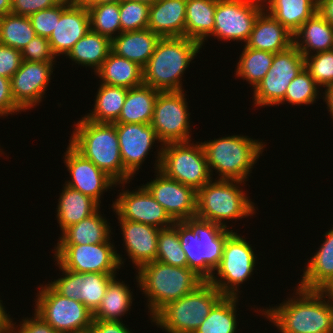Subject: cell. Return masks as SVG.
<instances>
[{
    "instance_id": "23",
    "label": "cell",
    "mask_w": 333,
    "mask_h": 333,
    "mask_svg": "<svg viewBox=\"0 0 333 333\" xmlns=\"http://www.w3.org/2000/svg\"><path fill=\"white\" fill-rule=\"evenodd\" d=\"M118 221L122 231L125 252L128 253L127 256L136 266V270L155 261L160 229L135 221L124 219H118Z\"/></svg>"
},
{
    "instance_id": "16",
    "label": "cell",
    "mask_w": 333,
    "mask_h": 333,
    "mask_svg": "<svg viewBox=\"0 0 333 333\" xmlns=\"http://www.w3.org/2000/svg\"><path fill=\"white\" fill-rule=\"evenodd\" d=\"M138 190H124L117 195L112 204L117 219L135 221L155 226L159 229L171 227L174 220L155 200L148 189L142 184Z\"/></svg>"
},
{
    "instance_id": "58",
    "label": "cell",
    "mask_w": 333,
    "mask_h": 333,
    "mask_svg": "<svg viewBox=\"0 0 333 333\" xmlns=\"http://www.w3.org/2000/svg\"><path fill=\"white\" fill-rule=\"evenodd\" d=\"M121 0H82L80 3L83 5H98V4H107V3H116Z\"/></svg>"
},
{
    "instance_id": "32",
    "label": "cell",
    "mask_w": 333,
    "mask_h": 333,
    "mask_svg": "<svg viewBox=\"0 0 333 333\" xmlns=\"http://www.w3.org/2000/svg\"><path fill=\"white\" fill-rule=\"evenodd\" d=\"M98 209L90 217L81 220L80 222L67 227L61 232L57 244H98L106 242L109 238L112 239L110 228L107 219L100 214ZM103 216V217H102Z\"/></svg>"
},
{
    "instance_id": "13",
    "label": "cell",
    "mask_w": 333,
    "mask_h": 333,
    "mask_svg": "<svg viewBox=\"0 0 333 333\" xmlns=\"http://www.w3.org/2000/svg\"><path fill=\"white\" fill-rule=\"evenodd\" d=\"M305 68L304 56L292 45L275 53L270 70L253 89L255 107L277 106L292 80Z\"/></svg>"
},
{
    "instance_id": "3",
    "label": "cell",
    "mask_w": 333,
    "mask_h": 333,
    "mask_svg": "<svg viewBox=\"0 0 333 333\" xmlns=\"http://www.w3.org/2000/svg\"><path fill=\"white\" fill-rule=\"evenodd\" d=\"M201 48L187 37H162L143 68V84L160 92L184 91L183 74Z\"/></svg>"
},
{
    "instance_id": "33",
    "label": "cell",
    "mask_w": 333,
    "mask_h": 333,
    "mask_svg": "<svg viewBox=\"0 0 333 333\" xmlns=\"http://www.w3.org/2000/svg\"><path fill=\"white\" fill-rule=\"evenodd\" d=\"M292 35L317 12L315 0H268L264 9Z\"/></svg>"
},
{
    "instance_id": "5",
    "label": "cell",
    "mask_w": 333,
    "mask_h": 333,
    "mask_svg": "<svg viewBox=\"0 0 333 333\" xmlns=\"http://www.w3.org/2000/svg\"><path fill=\"white\" fill-rule=\"evenodd\" d=\"M136 272L137 285L148 298L150 319L162 307L194 291L204 282L188 267L171 266L157 260L141 266Z\"/></svg>"
},
{
    "instance_id": "26",
    "label": "cell",
    "mask_w": 333,
    "mask_h": 333,
    "mask_svg": "<svg viewBox=\"0 0 333 333\" xmlns=\"http://www.w3.org/2000/svg\"><path fill=\"white\" fill-rule=\"evenodd\" d=\"M326 237L319 250L310 257L303 270L298 287L306 290H324L333 281V227L324 233Z\"/></svg>"
},
{
    "instance_id": "48",
    "label": "cell",
    "mask_w": 333,
    "mask_h": 333,
    "mask_svg": "<svg viewBox=\"0 0 333 333\" xmlns=\"http://www.w3.org/2000/svg\"><path fill=\"white\" fill-rule=\"evenodd\" d=\"M22 63L21 51L0 44V76L11 78Z\"/></svg>"
},
{
    "instance_id": "52",
    "label": "cell",
    "mask_w": 333,
    "mask_h": 333,
    "mask_svg": "<svg viewBox=\"0 0 333 333\" xmlns=\"http://www.w3.org/2000/svg\"><path fill=\"white\" fill-rule=\"evenodd\" d=\"M122 322L93 319L89 333H133Z\"/></svg>"
},
{
    "instance_id": "29",
    "label": "cell",
    "mask_w": 333,
    "mask_h": 333,
    "mask_svg": "<svg viewBox=\"0 0 333 333\" xmlns=\"http://www.w3.org/2000/svg\"><path fill=\"white\" fill-rule=\"evenodd\" d=\"M62 188L56 208V217L60 230L63 232L67 227L90 217L101 208V205L90 196L84 195L67 185Z\"/></svg>"
},
{
    "instance_id": "59",
    "label": "cell",
    "mask_w": 333,
    "mask_h": 333,
    "mask_svg": "<svg viewBox=\"0 0 333 333\" xmlns=\"http://www.w3.org/2000/svg\"><path fill=\"white\" fill-rule=\"evenodd\" d=\"M324 291L333 299V281L324 289Z\"/></svg>"
},
{
    "instance_id": "50",
    "label": "cell",
    "mask_w": 333,
    "mask_h": 333,
    "mask_svg": "<svg viewBox=\"0 0 333 333\" xmlns=\"http://www.w3.org/2000/svg\"><path fill=\"white\" fill-rule=\"evenodd\" d=\"M33 316L22 319L19 327L15 326L16 322H13L11 333H59L35 312Z\"/></svg>"
},
{
    "instance_id": "60",
    "label": "cell",
    "mask_w": 333,
    "mask_h": 333,
    "mask_svg": "<svg viewBox=\"0 0 333 333\" xmlns=\"http://www.w3.org/2000/svg\"><path fill=\"white\" fill-rule=\"evenodd\" d=\"M128 1H135V2H140V3H145L149 6L155 4L158 0H128Z\"/></svg>"
},
{
    "instance_id": "21",
    "label": "cell",
    "mask_w": 333,
    "mask_h": 333,
    "mask_svg": "<svg viewBox=\"0 0 333 333\" xmlns=\"http://www.w3.org/2000/svg\"><path fill=\"white\" fill-rule=\"evenodd\" d=\"M66 149L64 164L71 180L66 181L65 185L90 196L100 205L103 192L119 184L90 160L84 158L70 144Z\"/></svg>"
},
{
    "instance_id": "36",
    "label": "cell",
    "mask_w": 333,
    "mask_h": 333,
    "mask_svg": "<svg viewBox=\"0 0 333 333\" xmlns=\"http://www.w3.org/2000/svg\"><path fill=\"white\" fill-rule=\"evenodd\" d=\"M94 108L84 117L95 123H114L121 113L128 88L100 84Z\"/></svg>"
},
{
    "instance_id": "11",
    "label": "cell",
    "mask_w": 333,
    "mask_h": 333,
    "mask_svg": "<svg viewBox=\"0 0 333 333\" xmlns=\"http://www.w3.org/2000/svg\"><path fill=\"white\" fill-rule=\"evenodd\" d=\"M249 243L237 232L226 239L217 272L209 280L224 296L240 297L239 287L253 275L257 257Z\"/></svg>"
},
{
    "instance_id": "35",
    "label": "cell",
    "mask_w": 333,
    "mask_h": 333,
    "mask_svg": "<svg viewBox=\"0 0 333 333\" xmlns=\"http://www.w3.org/2000/svg\"><path fill=\"white\" fill-rule=\"evenodd\" d=\"M111 52V39L90 30L66 55L75 65L92 67L96 72Z\"/></svg>"
},
{
    "instance_id": "49",
    "label": "cell",
    "mask_w": 333,
    "mask_h": 333,
    "mask_svg": "<svg viewBox=\"0 0 333 333\" xmlns=\"http://www.w3.org/2000/svg\"><path fill=\"white\" fill-rule=\"evenodd\" d=\"M62 0H11V13L29 16L40 10L58 5Z\"/></svg>"
},
{
    "instance_id": "57",
    "label": "cell",
    "mask_w": 333,
    "mask_h": 333,
    "mask_svg": "<svg viewBox=\"0 0 333 333\" xmlns=\"http://www.w3.org/2000/svg\"><path fill=\"white\" fill-rule=\"evenodd\" d=\"M11 13V0H0V17Z\"/></svg>"
},
{
    "instance_id": "40",
    "label": "cell",
    "mask_w": 333,
    "mask_h": 333,
    "mask_svg": "<svg viewBox=\"0 0 333 333\" xmlns=\"http://www.w3.org/2000/svg\"><path fill=\"white\" fill-rule=\"evenodd\" d=\"M36 36L28 16L9 13L0 17V44L22 51Z\"/></svg>"
},
{
    "instance_id": "20",
    "label": "cell",
    "mask_w": 333,
    "mask_h": 333,
    "mask_svg": "<svg viewBox=\"0 0 333 333\" xmlns=\"http://www.w3.org/2000/svg\"><path fill=\"white\" fill-rule=\"evenodd\" d=\"M55 63L22 61L20 68L10 78L11 93L15 103L30 110L46 97Z\"/></svg>"
},
{
    "instance_id": "46",
    "label": "cell",
    "mask_w": 333,
    "mask_h": 333,
    "mask_svg": "<svg viewBox=\"0 0 333 333\" xmlns=\"http://www.w3.org/2000/svg\"><path fill=\"white\" fill-rule=\"evenodd\" d=\"M67 0H62L58 5L40 10L28 16L36 35L49 38L59 21L61 13L71 4Z\"/></svg>"
},
{
    "instance_id": "15",
    "label": "cell",
    "mask_w": 333,
    "mask_h": 333,
    "mask_svg": "<svg viewBox=\"0 0 333 333\" xmlns=\"http://www.w3.org/2000/svg\"><path fill=\"white\" fill-rule=\"evenodd\" d=\"M63 277L48 284L60 295L83 303L92 313L101 305L106 289L116 273H78L62 268Z\"/></svg>"
},
{
    "instance_id": "19",
    "label": "cell",
    "mask_w": 333,
    "mask_h": 333,
    "mask_svg": "<svg viewBox=\"0 0 333 333\" xmlns=\"http://www.w3.org/2000/svg\"><path fill=\"white\" fill-rule=\"evenodd\" d=\"M115 127L124 166V183L129 184L159 139L151 124H115Z\"/></svg>"
},
{
    "instance_id": "63",
    "label": "cell",
    "mask_w": 333,
    "mask_h": 333,
    "mask_svg": "<svg viewBox=\"0 0 333 333\" xmlns=\"http://www.w3.org/2000/svg\"><path fill=\"white\" fill-rule=\"evenodd\" d=\"M67 1L80 3L82 0H67Z\"/></svg>"
},
{
    "instance_id": "4",
    "label": "cell",
    "mask_w": 333,
    "mask_h": 333,
    "mask_svg": "<svg viewBox=\"0 0 333 333\" xmlns=\"http://www.w3.org/2000/svg\"><path fill=\"white\" fill-rule=\"evenodd\" d=\"M69 144L116 183L124 184V166L114 123H95L82 117L74 124Z\"/></svg>"
},
{
    "instance_id": "8",
    "label": "cell",
    "mask_w": 333,
    "mask_h": 333,
    "mask_svg": "<svg viewBox=\"0 0 333 333\" xmlns=\"http://www.w3.org/2000/svg\"><path fill=\"white\" fill-rule=\"evenodd\" d=\"M224 295L209 281L162 307L151 322L167 333H194Z\"/></svg>"
},
{
    "instance_id": "27",
    "label": "cell",
    "mask_w": 333,
    "mask_h": 333,
    "mask_svg": "<svg viewBox=\"0 0 333 333\" xmlns=\"http://www.w3.org/2000/svg\"><path fill=\"white\" fill-rule=\"evenodd\" d=\"M161 38L148 28L122 32L111 39V52L144 68Z\"/></svg>"
},
{
    "instance_id": "10",
    "label": "cell",
    "mask_w": 333,
    "mask_h": 333,
    "mask_svg": "<svg viewBox=\"0 0 333 333\" xmlns=\"http://www.w3.org/2000/svg\"><path fill=\"white\" fill-rule=\"evenodd\" d=\"M39 286L36 314L59 333H89L93 313L83 303L63 297L47 283Z\"/></svg>"
},
{
    "instance_id": "30",
    "label": "cell",
    "mask_w": 333,
    "mask_h": 333,
    "mask_svg": "<svg viewBox=\"0 0 333 333\" xmlns=\"http://www.w3.org/2000/svg\"><path fill=\"white\" fill-rule=\"evenodd\" d=\"M159 92L144 84L128 89L121 113L114 124H151Z\"/></svg>"
},
{
    "instance_id": "64",
    "label": "cell",
    "mask_w": 333,
    "mask_h": 333,
    "mask_svg": "<svg viewBox=\"0 0 333 333\" xmlns=\"http://www.w3.org/2000/svg\"><path fill=\"white\" fill-rule=\"evenodd\" d=\"M316 4L318 5L320 2H322L323 0H315Z\"/></svg>"
},
{
    "instance_id": "51",
    "label": "cell",
    "mask_w": 333,
    "mask_h": 333,
    "mask_svg": "<svg viewBox=\"0 0 333 333\" xmlns=\"http://www.w3.org/2000/svg\"><path fill=\"white\" fill-rule=\"evenodd\" d=\"M22 111L13 99L10 79L0 76V117H8L10 114H18Z\"/></svg>"
},
{
    "instance_id": "24",
    "label": "cell",
    "mask_w": 333,
    "mask_h": 333,
    "mask_svg": "<svg viewBox=\"0 0 333 333\" xmlns=\"http://www.w3.org/2000/svg\"><path fill=\"white\" fill-rule=\"evenodd\" d=\"M187 0H158L149 8L148 29L161 37H185Z\"/></svg>"
},
{
    "instance_id": "62",
    "label": "cell",
    "mask_w": 333,
    "mask_h": 333,
    "mask_svg": "<svg viewBox=\"0 0 333 333\" xmlns=\"http://www.w3.org/2000/svg\"><path fill=\"white\" fill-rule=\"evenodd\" d=\"M0 333H11V327H0Z\"/></svg>"
},
{
    "instance_id": "42",
    "label": "cell",
    "mask_w": 333,
    "mask_h": 333,
    "mask_svg": "<svg viewBox=\"0 0 333 333\" xmlns=\"http://www.w3.org/2000/svg\"><path fill=\"white\" fill-rule=\"evenodd\" d=\"M156 260L171 266L187 267V257L180 245L176 221L171 227L160 229Z\"/></svg>"
},
{
    "instance_id": "53",
    "label": "cell",
    "mask_w": 333,
    "mask_h": 333,
    "mask_svg": "<svg viewBox=\"0 0 333 333\" xmlns=\"http://www.w3.org/2000/svg\"><path fill=\"white\" fill-rule=\"evenodd\" d=\"M317 12L333 25V0H323L317 5Z\"/></svg>"
},
{
    "instance_id": "22",
    "label": "cell",
    "mask_w": 333,
    "mask_h": 333,
    "mask_svg": "<svg viewBox=\"0 0 333 333\" xmlns=\"http://www.w3.org/2000/svg\"><path fill=\"white\" fill-rule=\"evenodd\" d=\"M90 31V19L87 7L72 2L56 21L54 31L48 38L53 54L66 56L72 47ZM61 54V55H60Z\"/></svg>"
},
{
    "instance_id": "44",
    "label": "cell",
    "mask_w": 333,
    "mask_h": 333,
    "mask_svg": "<svg viewBox=\"0 0 333 333\" xmlns=\"http://www.w3.org/2000/svg\"><path fill=\"white\" fill-rule=\"evenodd\" d=\"M150 6L145 3L121 0L120 25L121 33L139 31L148 28Z\"/></svg>"
},
{
    "instance_id": "14",
    "label": "cell",
    "mask_w": 333,
    "mask_h": 333,
    "mask_svg": "<svg viewBox=\"0 0 333 333\" xmlns=\"http://www.w3.org/2000/svg\"><path fill=\"white\" fill-rule=\"evenodd\" d=\"M184 91L159 92L154 106L152 128L161 145L191 140L190 112Z\"/></svg>"
},
{
    "instance_id": "34",
    "label": "cell",
    "mask_w": 333,
    "mask_h": 333,
    "mask_svg": "<svg viewBox=\"0 0 333 333\" xmlns=\"http://www.w3.org/2000/svg\"><path fill=\"white\" fill-rule=\"evenodd\" d=\"M218 0H187L185 17V37L201 45L213 34ZM206 40V41H205Z\"/></svg>"
},
{
    "instance_id": "43",
    "label": "cell",
    "mask_w": 333,
    "mask_h": 333,
    "mask_svg": "<svg viewBox=\"0 0 333 333\" xmlns=\"http://www.w3.org/2000/svg\"><path fill=\"white\" fill-rule=\"evenodd\" d=\"M320 87L316 84L310 73L304 68L288 86L284 99L278 104L288 102L291 105H311L319 98ZM318 96V97H317Z\"/></svg>"
},
{
    "instance_id": "25",
    "label": "cell",
    "mask_w": 333,
    "mask_h": 333,
    "mask_svg": "<svg viewBox=\"0 0 333 333\" xmlns=\"http://www.w3.org/2000/svg\"><path fill=\"white\" fill-rule=\"evenodd\" d=\"M293 45V35L265 10L258 16L245 43L248 48L278 53Z\"/></svg>"
},
{
    "instance_id": "38",
    "label": "cell",
    "mask_w": 333,
    "mask_h": 333,
    "mask_svg": "<svg viewBox=\"0 0 333 333\" xmlns=\"http://www.w3.org/2000/svg\"><path fill=\"white\" fill-rule=\"evenodd\" d=\"M238 300V296H224L194 333H236Z\"/></svg>"
},
{
    "instance_id": "56",
    "label": "cell",
    "mask_w": 333,
    "mask_h": 333,
    "mask_svg": "<svg viewBox=\"0 0 333 333\" xmlns=\"http://www.w3.org/2000/svg\"><path fill=\"white\" fill-rule=\"evenodd\" d=\"M230 1H235L237 3H242L257 8H265V4L262 0H230Z\"/></svg>"
},
{
    "instance_id": "37",
    "label": "cell",
    "mask_w": 333,
    "mask_h": 333,
    "mask_svg": "<svg viewBox=\"0 0 333 333\" xmlns=\"http://www.w3.org/2000/svg\"><path fill=\"white\" fill-rule=\"evenodd\" d=\"M117 280L115 277L108 285L101 305L93 313V319L121 321V317L131 309L133 292L123 281Z\"/></svg>"
},
{
    "instance_id": "1",
    "label": "cell",
    "mask_w": 333,
    "mask_h": 333,
    "mask_svg": "<svg viewBox=\"0 0 333 333\" xmlns=\"http://www.w3.org/2000/svg\"><path fill=\"white\" fill-rule=\"evenodd\" d=\"M277 306L260 309L281 333H331L330 296L324 290L300 287ZM326 300V301H325Z\"/></svg>"
},
{
    "instance_id": "39",
    "label": "cell",
    "mask_w": 333,
    "mask_h": 333,
    "mask_svg": "<svg viewBox=\"0 0 333 333\" xmlns=\"http://www.w3.org/2000/svg\"><path fill=\"white\" fill-rule=\"evenodd\" d=\"M274 53L243 47L236 64V77L246 80L254 89L270 70Z\"/></svg>"
},
{
    "instance_id": "41",
    "label": "cell",
    "mask_w": 333,
    "mask_h": 333,
    "mask_svg": "<svg viewBox=\"0 0 333 333\" xmlns=\"http://www.w3.org/2000/svg\"><path fill=\"white\" fill-rule=\"evenodd\" d=\"M85 6L89 13L90 30L110 39L121 34L120 2Z\"/></svg>"
},
{
    "instance_id": "54",
    "label": "cell",
    "mask_w": 333,
    "mask_h": 333,
    "mask_svg": "<svg viewBox=\"0 0 333 333\" xmlns=\"http://www.w3.org/2000/svg\"><path fill=\"white\" fill-rule=\"evenodd\" d=\"M322 94H324L322 99L326 102L328 111L330 112L329 114L332 116L331 118L333 120V84L326 87Z\"/></svg>"
},
{
    "instance_id": "7",
    "label": "cell",
    "mask_w": 333,
    "mask_h": 333,
    "mask_svg": "<svg viewBox=\"0 0 333 333\" xmlns=\"http://www.w3.org/2000/svg\"><path fill=\"white\" fill-rule=\"evenodd\" d=\"M243 181L211 179L197 191L196 217L228 228L226 220L253 216L255 203L244 193Z\"/></svg>"
},
{
    "instance_id": "55",
    "label": "cell",
    "mask_w": 333,
    "mask_h": 333,
    "mask_svg": "<svg viewBox=\"0 0 333 333\" xmlns=\"http://www.w3.org/2000/svg\"><path fill=\"white\" fill-rule=\"evenodd\" d=\"M2 300H0V327H11L13 319L10 318L11 315L7 314L5 307L2 304Z\"/></svg>"
},
{
    "instance_id": "6",
    "label": "cell",
    "mask_w": 333,
    "mask_h": 333,
    "mask_svg": "<svg viewBox=\"0 0 333 333\" xmlns=\"http://www.w3.org/2000/svg\"><path fill=\"white\" fill-rule=\"evenodd\" d=\"M263 143L246 135L201 142L212 179L215 170L219 175L216 179L248 181L253 166L266 148Z\"/></svg>"
},
{
    "instance_id": "12",
    "label": "cell",
    "mask_w": 333,
    "mask_h": 333,
    "mask_svg": "<svg viewBox=\"0 0 333 333\" xmlns=\"http://www.w3.org/2000/svg\"><path fill=\"white\" fill-rule=\"evenodd\" d=\"M110 240L88 245L57 244L53 258L62 268L78 273H117L124 260Z\"/></svg>"
},
{
    "instance_id": "45",
    "label": "cell",
    "mask_w": 333,
    "mask_h": 333,
    "mask_svg": "<svg viewBox=\"0 0 333 333\" xmlns=\"http://www.w3.org/2000/svg\"><path fill=\"white\" fill-rule=\"evenodd\" d=\"M305 69L319 87L333 84V50L304 57Z\"/></svg>"
},
{
    "instance_id": "9",
    "label": "cell",
    "mask_w": 333,
    "mask_h": 333,
    "mask_svg": "<svg viewBox=\"0 0 333 333\" xmlns=\"http://www.w3.org/2000/svg\"><path fill=\"white\" fill-rule=\"evenodd\" d=\"M196 143L189 141L160 145L155 170L198 191L212 176L203 146L201 142Z\"/></svg>"
},
{
    "instance_id": "47",
    "label": "cell",
    "mask_w": 333,
    "mask_h": 333,
    "mask_svg": "<svg viewBox=\"0 0 333 333\" xmlns=\"http://www.w3.org/2000/svg\"><path fill=\"white\" fill-rule=\"evenodd\" d=\"M22 61L55 63L48 38L36 36L21 51Z\"/></svg>"
},
{
    "instance_id": "17",
    "label": "cell",
    "mask_w": 333,
    "mask_h": 333,
    "mask_svg": "<svg viewBox=\"0 0 333 333\" xmlns=\"http://www.w3.org/2000/svg\"><path fill=\"white\" fill-rule=\"evenodd\" d=\"M155 179L144 186L152 194L155 200L166 210L174 221L196 216L197 191L187 185L166 177L156 170Z\"/></svg>"
},
{
    "instance_id": "61",
    "label": "cell",
    "mask_w": 333,
    "mask_h": 333,
    "mask_svg": "<svg viewBox=\"0 0 333 333\" xmlns=\"http://www.w3.org/2000/svg\"><path fill=\"white\" fill-rule=\"evenodd\" d=\"M330 310H331V322H332L331 333H333V299L331 297H330Z\"/></svg>"
},
{
    "instance_id": "18",
    "label": "cell",
    "mask_w": 333,
    "mask_h": 333,
    "mask_svg": "<svg viewBox=\"0 0 333 333\" xmlns=\"http://www.w3.org/2000/svg\"><path fill=\"white\" fill-rule=\"evenodd\" d=\"M265 8L218 0L214 14L215 25L212 37L217 40L247 42L258 16Z\"/></svg>"
},
{
    "instance_id": "2",
    "label": "cell",
    "mask_w": 333,
    "mask_h": 333,
    "mask_svg": "<svg viewBox=\"0 0 333 333\" xmlns=\"http://www.w3.org/2000/svg\"><path fill=\"white\" fill-rule=\"evenodd\" d=\"M176 231L187 257V267L209 281L221 262L226 239L233 230L195 216L176 221Z\"/></svg>"
},
{
    "instance_id": "28",
    "label": "cell",
    "mask_w": 333,
    "mask_h": 333,
    "mask_svg": "<svg viewBox=\"0 0 333 333\" xmlns=\"http://www.w3.org/2000/svg\"><path fill=\"white\" fill-rule=\"evenodd\" d=\"M293 45L304 57L333 50V25L316 12L293 34Z\"/></svg>"
},
{
    "instance_id": "31",
    "label": "cell",
    "mask_w": 333,
    "mask_h": 333,
    "mask_svg": "<svg viewBox=\"0 0 333 333\" xmlns=\"http://www.w3.org/2000/svg\"><path fill=\"white\" fill-rule=\"evenodd\" d=\"M102 84L134 88L143 85V68L138 64L110 52L95 72Z\"/></svg>"
}]
</instances>
